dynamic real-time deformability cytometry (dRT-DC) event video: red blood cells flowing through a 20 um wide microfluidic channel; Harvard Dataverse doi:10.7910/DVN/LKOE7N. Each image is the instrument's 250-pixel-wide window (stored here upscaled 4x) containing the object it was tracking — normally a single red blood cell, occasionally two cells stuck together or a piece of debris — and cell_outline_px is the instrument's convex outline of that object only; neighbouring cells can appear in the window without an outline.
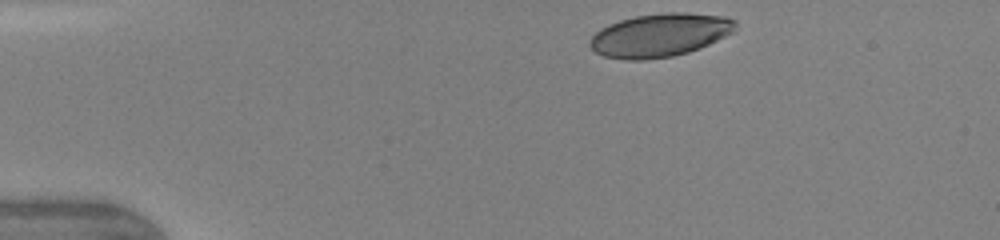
{"species": "human", "species_latin": "Homo sapiens", "temperature_condition": "warm", "stored_images_in_passage": 19, "camera_frame_rate_fps": 3000, "um_per_image_px": 0.085, "donor": {"sex": "female"}, "frame": {"image": 1, "passage_image": 1, "time_ms": 0.0, "image_size_px": [1000, 240], "cell_outline_px": [[736, 28], [732, 32], [700, 48], [688, 52], [672, 56], [644, 60], [628, 60], [604, 56], [596, 52], [588, 44], [588, 40], [600, 28], [608, 24], [620, 20], [636, 16], [664, 12], [688, 12], [724, 16], [736, 20]], "centroid_in_image_um": [56.07, 2.97], "position_along_channel_um": 28.9, "area_um2": 36.76}}
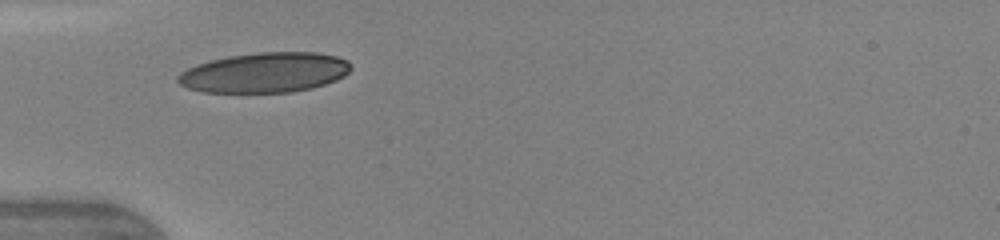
{"frame": {"image": 2, "passage_image": 18, "time_ms": 2.333, "image_size_px": [1000, 240], "cell_outline_px": [[352, 68], [344, 76], [336, 80], [312, 88], [292, 92], [204, 92], [188, 88], [180, 84], [176, 80], [176, 76], [180, 72], [196, 64], [228, 56], [260, 52], [320, 52], [336, 56], [348, 60], [352, 64]], "centroid_in_image_um": [22.52, 6.16], "position_along_channel_um": 62.5, "area_um2": 40.52}}